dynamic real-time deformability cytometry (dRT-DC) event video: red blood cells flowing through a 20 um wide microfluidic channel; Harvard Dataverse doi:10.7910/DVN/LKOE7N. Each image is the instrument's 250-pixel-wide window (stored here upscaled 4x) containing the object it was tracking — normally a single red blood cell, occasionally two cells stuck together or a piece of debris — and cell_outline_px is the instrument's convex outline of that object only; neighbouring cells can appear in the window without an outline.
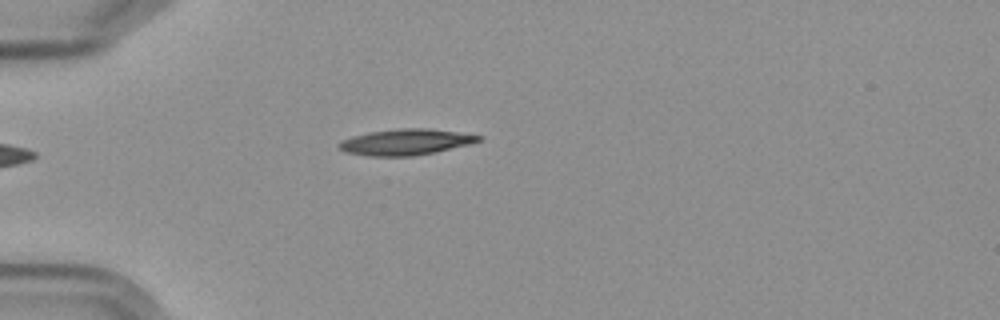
{"species": "Egyptian fruit bat (a non-hibernating species)", "species_latin": "Rousettus aegyptiacus", "temperature_condition": "cold", "stored_images_in_passage": 5, "camera_frame_rate_fps": 3000, "um_per_image_px": 0.085, "frame": {"image": 1, "passage_image": 5, "time_ms": 5.333, "image_size_px": [1000, 320], "cell_outline_px": [[484, 136], [480, 140], [472, 144], [436, 152], [412, 156], [368, 156], [344, 152], [336, 144], [344, 140], [368, 132], [404, 128], [424, 128]], "centroid_in_image_um": [34.5, 12.09], "position_along_channel_um": 50.5, "area_um2": 20.92}}